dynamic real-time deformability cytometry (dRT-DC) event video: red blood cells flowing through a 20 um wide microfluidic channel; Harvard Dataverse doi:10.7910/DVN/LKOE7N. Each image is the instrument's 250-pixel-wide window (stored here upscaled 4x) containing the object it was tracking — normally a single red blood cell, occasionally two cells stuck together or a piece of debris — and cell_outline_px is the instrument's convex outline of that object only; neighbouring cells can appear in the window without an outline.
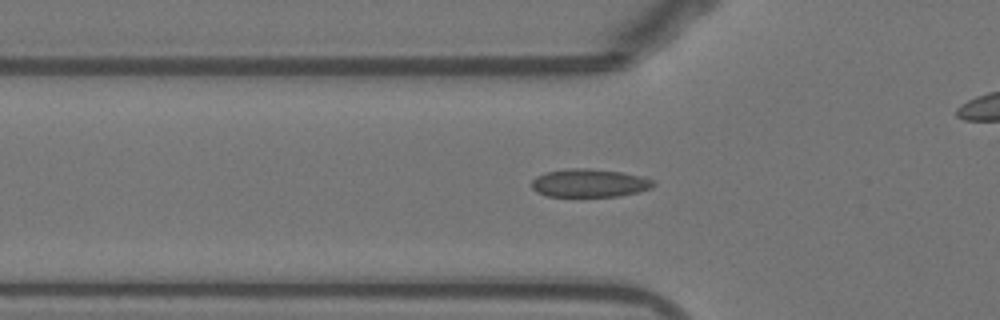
{"species": "Egyptian fruit bat (a non-hibernating species)", "species_latin": "Rousettus aegyptiacus", "temperature_condition": "warm", "stored_images_in_passage": 54, "camera_frame_rate_fps": 3000, "um_per_image_px": 0.085, "animal": {"sex": "female"}, "frame": {"image": 1, "passage_image": 18, "time_ms": 5.667, "image_size_px": [1000, 320], "cell_outline_px": [[656, 184], [652, 188], [620, 196], [544, 196], [536, 192], [532, 188], [532, 180], [536, 176], [544, 172], [572, 168], [588, 168], [624, 172], [644, 176], [656, 180]], "centroid_in_image_um": [50.13, 15.55], "position_along_channel_um": 75.7, "area_um2": 20.29}}
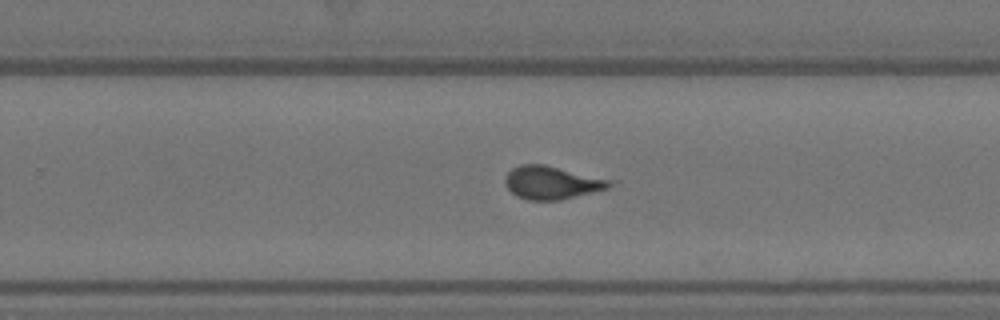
{"frame": {"image": 2, "passage_image": 34, "time_ms": 11.0, "image_size_px": [1000, 320], "cell_outline_px": [[616, 180], [608, 188], [560, 200], [528, 200], [516, 196], [508, 188], [504, 180], [508, 172], [512, 168], [520, 164], [544, 164]], "centroid_in_image_um": [46.92, 15.51], "position_along_channel_um": 282.9, "area_um2": 20.23}}
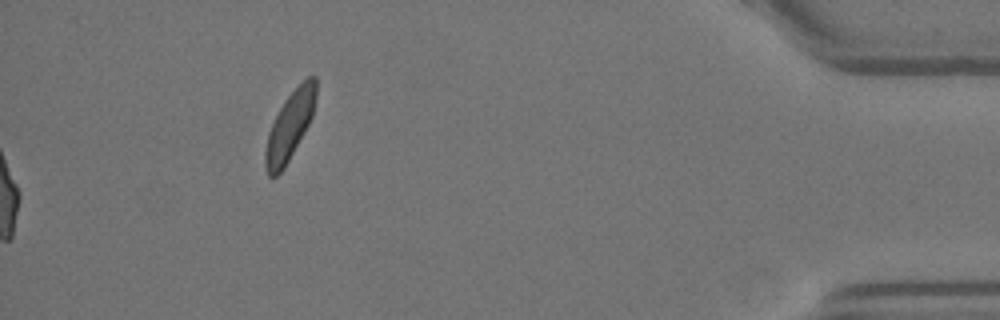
{"frame": {"image": 3, "passage_image": 54, "time_ms": 17.667, "image_size_px": [1000, 320], "cell_outline_px": [[316, 100], [312, 116], [304, 132], [284, 168], [276, 176], [268, 176], [264, 164], [264, 152], [268, 132], [284, 100], [308, 76], [316, 76]], "centroid_in_image_um": [24.62, 10.71], "position_along_channel_um": 410.6, "area_um2": 19.83}, "authors_computed_cell_mechanics": {"area_um2": 20.1433, "velocity_mm_per_s": 3.8659, "shape_relaxation_time_tau1_ms": 5.7333, "shape_relaxation_time_tau2_ms": 0.7129, "deformation_change_tau1": 0.1455, "deformation_change_tau2": 0.0769}}